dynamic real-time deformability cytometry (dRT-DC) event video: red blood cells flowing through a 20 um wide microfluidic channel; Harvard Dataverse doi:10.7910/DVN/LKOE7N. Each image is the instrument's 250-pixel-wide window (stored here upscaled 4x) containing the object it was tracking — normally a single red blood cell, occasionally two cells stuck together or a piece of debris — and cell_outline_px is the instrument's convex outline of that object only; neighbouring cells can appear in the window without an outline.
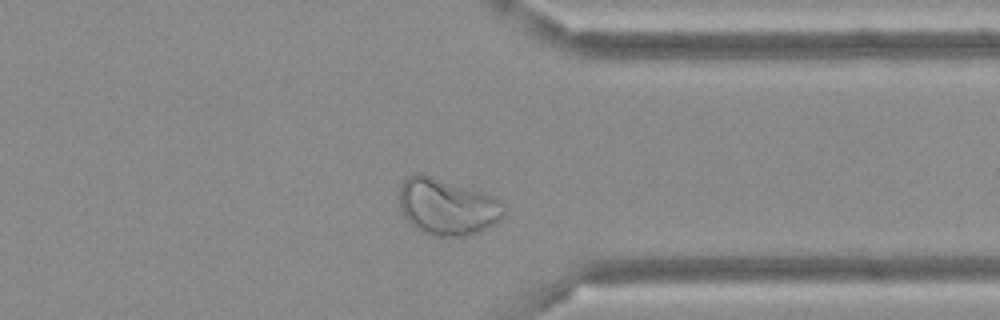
{"species": "Egyptian fruit bat (a non-hibernating species)", "species_latin": "Rousettus aegyptiacus", "temperature_condition": "cold", "stored_images_in_passage": 44, "camera_frame_rate_fps": 3000, "um_per_image_px": 0.085, "frame": {"image": 1, "passage_image": 32, "time_ms": 10.333, "image_size_px": [1000, 320], "cell_outline_px": [[504, 212], [496, 220], [484, 228], [476, 232], [464, 236], [432, 236], [420, 232], [404, 216], [400, 208], [400, 184], [412, 172], [416, 172], [496, 196], [504, 204]], "centroid_in_image_um": [37.96, 17.56], "position_along_channel_um": 373.4, "area_um2": 34.04}}
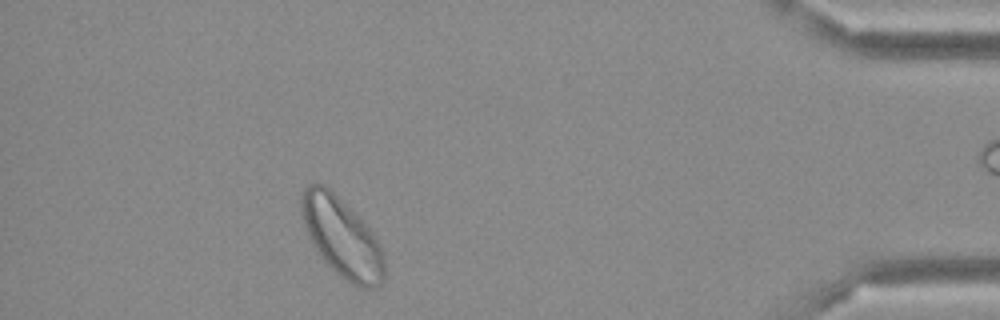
{"frame": {"image": 2, "passage_image": 38, "time_ms": 12.333, "image_size_px": [1000, 320], "cell_outline_px": [[384, 280], [376, 288], [360, 288], [344, 280], [316, 252], [312, 244], [300, 208], [300, 196], [304, 188], [308, 184], [316, 180], [324, 184], [372, 232], [380, 244], [384, 256]], "centroid_in_image_um": [29.05, 20.19], "position_along_channel_um": 406.2, "area_um2": 38.03}}